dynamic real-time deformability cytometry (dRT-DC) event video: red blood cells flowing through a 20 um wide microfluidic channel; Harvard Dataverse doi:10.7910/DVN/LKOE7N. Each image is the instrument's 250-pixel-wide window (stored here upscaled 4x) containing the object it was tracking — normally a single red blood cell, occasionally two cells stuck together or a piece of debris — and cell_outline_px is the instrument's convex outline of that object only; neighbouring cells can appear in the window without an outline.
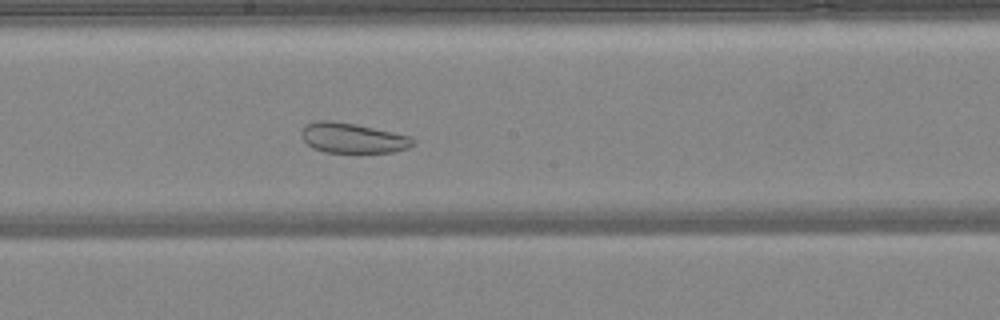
{"species": "common noctule bat (a hibernating species)", "species_latin": "Nyctalus noctula", "temperature_condition": "warm", "stored_images_in_passage": 48, "camera_frame_rate_fps": 3000, "um_per_image_px": 0.085, "animal": {"sex": "female", "body_mass_g": 24.6, "forearm_length_mm": 56.2}, "frame": {"image": 1, "passage_image": 26, "time_ms": 8.333, "image_size_px": [1000, 320], "cell_outline_px": [[416, 144], [408, 148], [392, 152], [360, 156], [356, 156], [324, 152], [312, 148], [304, 140], [300, 132], [304, 124], [316, 120], [332, 120], [356, 124], [412, 136], [416, 140]], "centroid_in_image_um": [30.0, 11.78], "position_along_channel_um": 218.2, "area_um2": 20.87}}
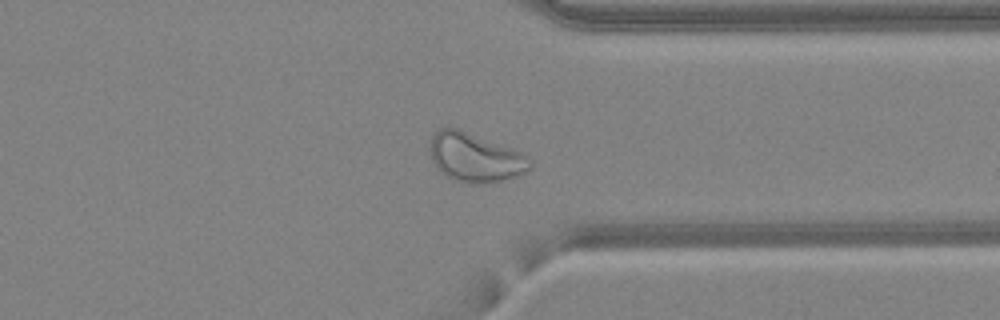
{"frame": {"image": 2, "passage_image": 37, "time_ms": 12.0, "image_size_px": [1000, 320], "cell_outline_px": [[532, 168], [520, 176], [504, 180], [476, 184], [468, 184], [452, 180], [440, 172], [436, 168], [432, 160], [428, 148], [432, 136], [440, 128], [456, 128], [512, 148], [520, 152], [532, 160]], "centroid_in_image_um": [40.38, 13.42], "position_along_channel_um": 371.0, "area_um2": 28.78}}
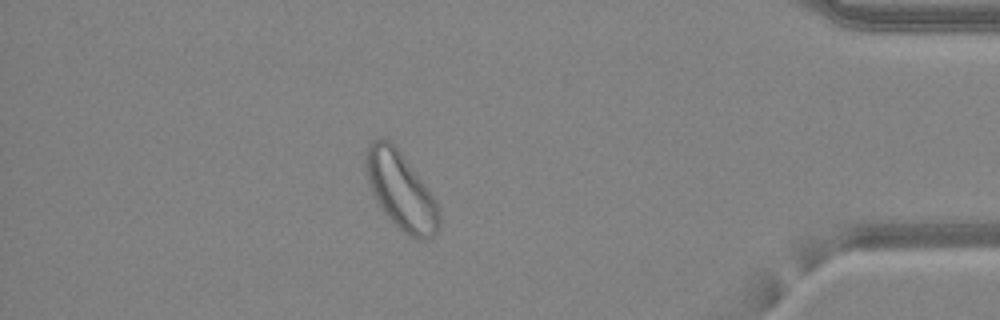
{"frame": {"image": 3, "passage_image": 42, "time_ms": 13.667, "image_size_px": [1000, 320], "cell_outline_px": [[440, 224], [436, 232], [432, 236], [424, 240], [420, 240], [404, 232], [384, 212], [372, 192], [368, 180], [364, 164], [364, 156], [368, 144], [372, 140], [388, 140], [400, 152], [436, 200], [440, 216]], "centroid_in_image_um": [34.06, 16.21], "position_along_channel_um": 401.1, "area_um2": 32.19}}